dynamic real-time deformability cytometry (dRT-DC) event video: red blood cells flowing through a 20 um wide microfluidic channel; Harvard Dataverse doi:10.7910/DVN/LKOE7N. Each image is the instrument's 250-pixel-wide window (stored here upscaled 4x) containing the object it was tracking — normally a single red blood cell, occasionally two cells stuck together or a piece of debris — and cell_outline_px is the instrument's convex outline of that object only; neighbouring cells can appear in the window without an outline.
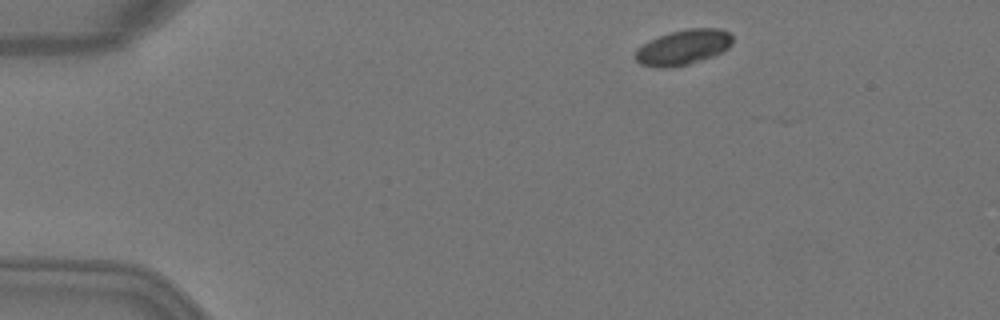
{"species": "Egyptian fruit bat (a non-hibernating species)", "species_latin": "Rousettus aegyptiacus", "temperature_condition": "warm", "stored_images_in_passage": 3, "camera_frame_rate_fps": 3000, "um_per_image_px": 0.085, "animal": {"sex": "female"}, "frame": {"image": 1, "passage_image": 1, "time_ms": 0.0, "image_size_px": [1000, 320], "cell_outline_px": [[732, 44], [728, 48], [712, 56], [688, 64], [672, 68], [656, 68], [640, 64], [636, 60], [636, 48], [648, 40], [672, 32], [688, 28], [720, 28], [728, 32], [732, 36]], "centroid_in_image_um": [58.05, 4.02], "position_along_channel_um": 26.9, "area_um2": 19.94}}